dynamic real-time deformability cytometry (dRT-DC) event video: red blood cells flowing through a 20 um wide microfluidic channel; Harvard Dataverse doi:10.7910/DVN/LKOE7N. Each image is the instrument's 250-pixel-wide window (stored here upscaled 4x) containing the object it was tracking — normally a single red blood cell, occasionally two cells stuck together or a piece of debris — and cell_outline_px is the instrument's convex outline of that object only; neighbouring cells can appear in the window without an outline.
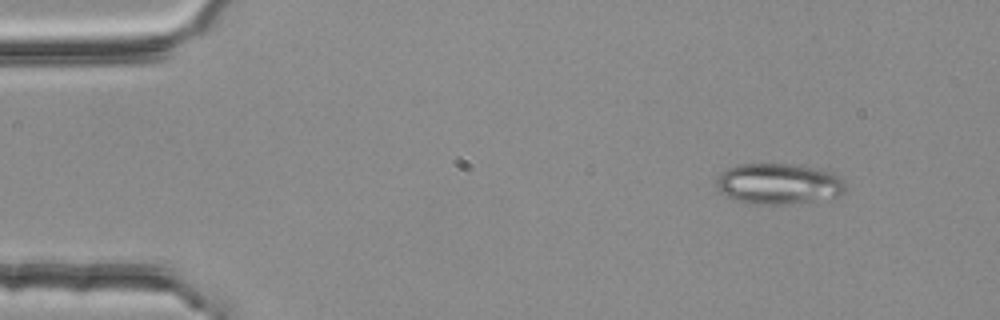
{"species": "common noctule bat (a hibernating species)", "species_latin": "Nyctalus noctula", "temperature_condition": "room temperature", "stored_images_in_passage": 3, "camera_frame_rate_fps": 3000, "um_per_image_px": 0.085, "animal": {"sex": "female", "body_mass_g": 25.1}, "frame": {"image": 1, "passage_image": 1, "time_ms": 0.0, "image_size_px": [1000, 320], "cell_outline_px": [[844, 192], [836, 196], [792, 204], [744, 204], [732, 200], [724, 196], [716, 188], [716, 180], [728, 168], [736, 164], [788, 164], [812, 168], [832, 172], [844, 176]], "centroid_in_image_um": [66.14, 15.64], "position_along_channel_um": 18.9, "area_um2": 30.87}}
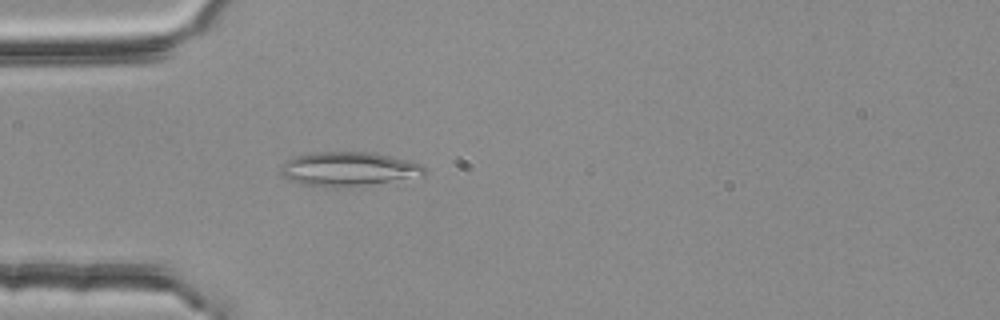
{"frame": {"image": 2, "passage_image": 3, "time_ms": 0.667, "image_size_px": [1000, 320], "cell_outline_px": [[424, 176], [348, 188], [324, 188], [300, 184], [284, 176], [280, 172], [280, 164], [296, 156], [316, 152], [368, 152], [392, 156], [420, 164], [424, 168]], "centroid_in_image_um": [29.6, 14.39], "position_along_channel_um": 55.4, "area_um2": 28.9}}